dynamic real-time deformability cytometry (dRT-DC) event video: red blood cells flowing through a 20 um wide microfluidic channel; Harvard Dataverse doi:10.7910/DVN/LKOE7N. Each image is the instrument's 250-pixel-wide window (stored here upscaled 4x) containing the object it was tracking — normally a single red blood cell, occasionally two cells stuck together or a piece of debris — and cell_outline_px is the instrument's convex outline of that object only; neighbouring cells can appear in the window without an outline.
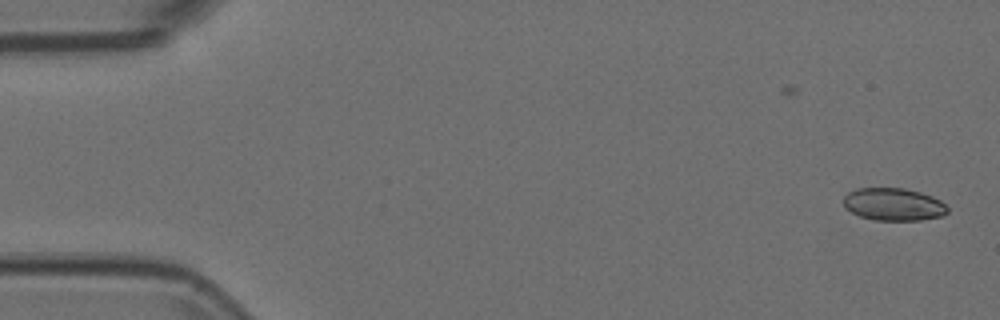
{"species": "Egyptian fruit bat (a non-hibernating species)", "species_latin": "Rousettus aegyptiacus", "temperature_condition": "room temperature", "stored_images_in_passage": 52, "camera_frame_rate_fps": 3000, "um_per_image_px": 0.085, "animal": {"sex": "female"}, "frame": {"image": 1, "passage_image": 1, "time_ms": 0.0, "image_size_px": [1000, 320], "cell_outline_px": [[948, 212], [944, 216], [920, 220], [876, 220], [860, 216], [844, 208], [844, 196], [848, 192], [856, 188], [904, 188], [920, 192], [932, 196], [940, 200], [948, 208]], "centroid_in_image_um": [75.95, 17.37], "position_along_channel_um": 9.0, "area_um2": 19.83}}
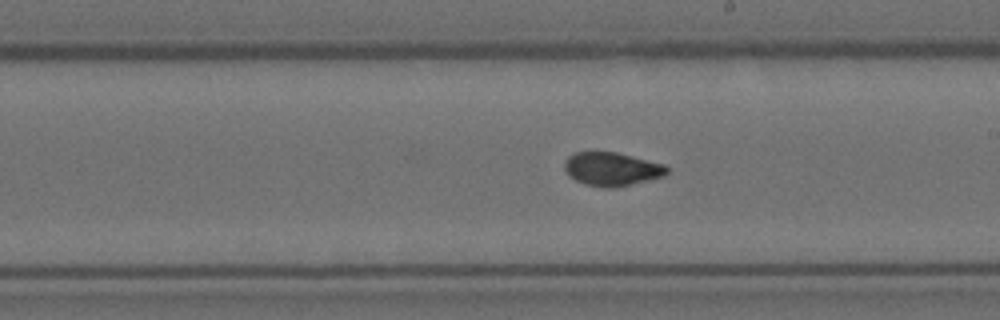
{"frame": {"image": 2, "passage_image": 30, "time_ms": 9.667, "image_size_px": [1000, 320], "cell_outline_px": [[668, 172], [664, 176], [616, 188], [604, 188], [584, 184], [568, 176], [564, 168], [564, 164], [568, 156], [576, 152], [616, 152], [664, 164], [668, 168]], "centroid_in_image_um": [51.99, 14.38], "position_along_channel_um": 237.0, "area_um2": 20.06}}
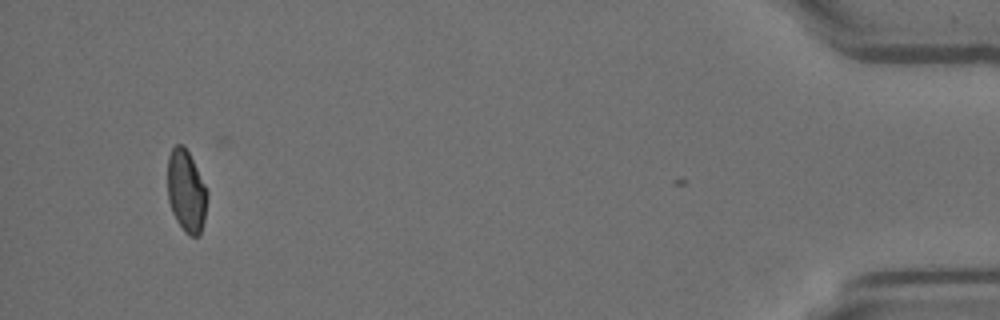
{"frame": {"image": 3, "passage_image": 51, "time_ms": 16.667, "image_size_px": [1000, 320], "cell_outline_px": [[208, 196], [204, 220], [200, 232], [196, 236], [188, 236], [184, 232], [176, 220], [172, 212], [168, 200], [168, 156], [172, 148], [176, 144], [184, 144], [208, 192]], "centroid_in_image_um": [15.82, 16.26], "position_along_channel_um": 419.4, "area_um2": 18.9}}